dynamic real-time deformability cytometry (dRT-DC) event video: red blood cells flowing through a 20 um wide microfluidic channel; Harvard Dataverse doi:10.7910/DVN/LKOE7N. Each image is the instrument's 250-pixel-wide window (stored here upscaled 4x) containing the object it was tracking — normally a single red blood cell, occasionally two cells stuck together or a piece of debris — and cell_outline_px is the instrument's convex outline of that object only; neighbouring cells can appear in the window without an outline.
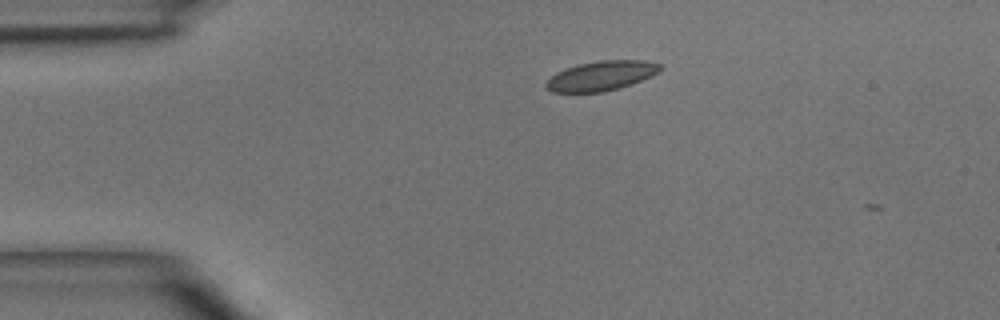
{"species": "common noctule bat (a hibernating species)", "species_latin": "Nyctalus noctula", "temperature_condition": "room temperature", "stored_images_in_passage": 3, "camera_frame_rate_fps": 3000, "um_per_image_px": 0.085, "animal": {"sex": "male", "body_mass_g": 15.6}, "frame": {"image": 1, "passage_image": 1, "time_ms": 0.0, "image_size_px": [1000, 320], "cell_outline_px": [[660, 68], [656, 72], [632, 84], [604, 92], [552, 92], [544, 88], [544, 84], [556, 72], [564, 68], [576, 64], [600, 60], [644, 60], [660, 64]], "centroid_in_image_um": [51.02, 6.44], "position_along_channel_um": 34.0, "area_um2": 19.59}}